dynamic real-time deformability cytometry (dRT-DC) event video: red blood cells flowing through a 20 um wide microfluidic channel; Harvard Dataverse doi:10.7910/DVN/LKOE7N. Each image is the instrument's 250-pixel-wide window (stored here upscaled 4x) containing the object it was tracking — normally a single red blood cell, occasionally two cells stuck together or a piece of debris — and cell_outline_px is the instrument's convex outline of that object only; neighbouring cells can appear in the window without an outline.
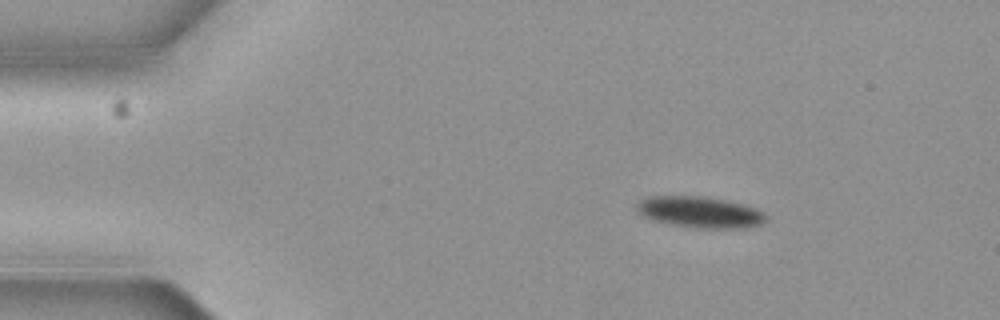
{"species": "common noctule bat (a hibernating species)", "species_latin": "Nyctalus noctula", "temperature_condition": "cold", "stored_images_in_passage": 3, "camera_frame_rate_fps": 3000, "um_per_image_px": 0.085, "animal": {"sex": "female", "body_mass_g": 19.3, "forearm_length_mm": 54.1}, "frame": {"image": 1, "passage_image": 1, "time_ms": 0.0, "image_size_px": [1000, 320], "cell_outline_px": [[768, 220], [760, 224], [744, 228], [700, 228], [672, 224], [656, 220], [644, 216], [636, 208], [636, 204], [644, 196], [704, 196], [744, 204], [756, 208], [764, 212], [768, 216]], "centroid_in_image_um": [59.54, 18.02], "position_along_channel_um": 25.5, "area_um2": 23.47}}